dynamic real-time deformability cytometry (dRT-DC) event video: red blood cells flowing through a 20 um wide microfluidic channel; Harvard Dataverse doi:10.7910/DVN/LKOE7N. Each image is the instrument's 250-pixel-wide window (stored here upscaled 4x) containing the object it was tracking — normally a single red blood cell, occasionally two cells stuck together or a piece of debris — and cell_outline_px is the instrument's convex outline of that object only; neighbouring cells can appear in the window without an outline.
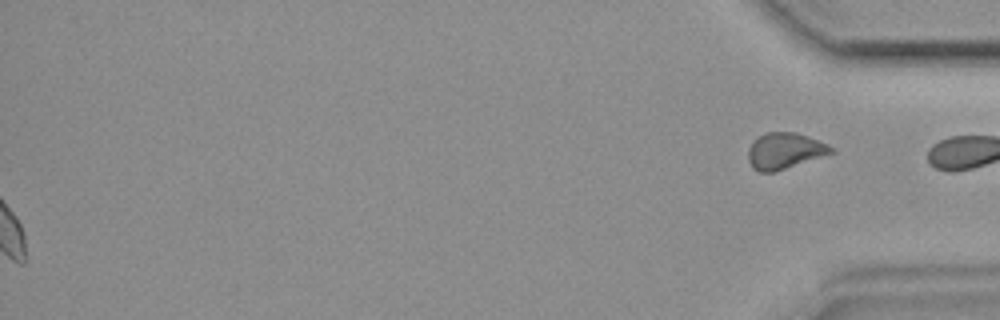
{"species": "common noctule bat (a hibernating species)", "species_latin": "Nyctalus noctula", "temperature_condition": "room temperature", "stored_images_in_passage": 41, "segment_of_instrument_passage": [2, 2], "camera_frame_rate_fps": 3000, "um_per_image_px": 0.085, "animal": {"sex": "female", "body_mass_g": 19.9}, "frame": {"image": 1, "passage_image": 41, "time_ms": 13.333, "image_size_px": [1000, 320], "cell_outline_px": [[836, 152], [772, 172], [760, 172], [752, 168], [748, 160], [748, 148], [752, 140], [768, 132], [796, 132], [808, 136], [828, 144], [836, 148]], "centroid_in_image_um": [66.71, 12.81], "position_along_channel_um": 368.5, "area_um2": 17.51}}